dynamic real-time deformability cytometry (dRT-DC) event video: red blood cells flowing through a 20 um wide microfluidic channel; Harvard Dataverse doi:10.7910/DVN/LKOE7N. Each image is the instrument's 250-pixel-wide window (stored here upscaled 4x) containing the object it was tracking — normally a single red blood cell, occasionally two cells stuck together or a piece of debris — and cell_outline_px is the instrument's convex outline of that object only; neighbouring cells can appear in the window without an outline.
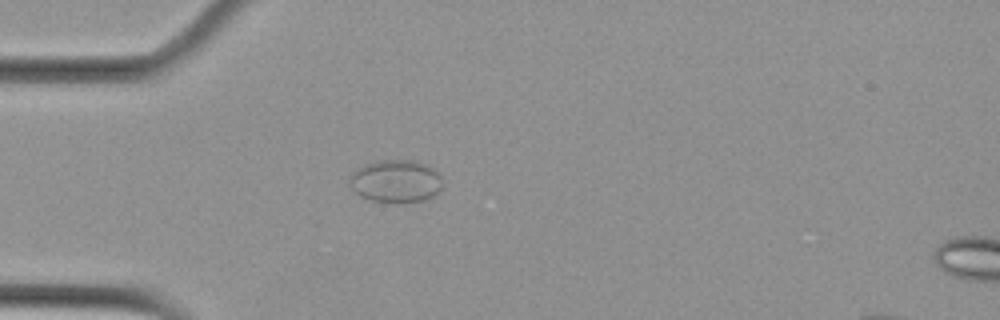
{"species": "Egyptian fruit bat (a non-hibernating species)", "species_latin": "Rousettus aegyptiacus", "temperature_condition": "cold", "stored_images_in_passage": 4, "camera_frame_rate_fps": 3000, "um_per_image_px": 0.085, "animal": {"sex": "female"}, "frame": {"image": 1, "passage_image": 3, "time_ms": 0.667, "image_size_px": [1000, 320], "cell_outline_px": [[440, 188], [432, 196], [424, 200], [368, 200], [360, 196], [348, 184], [348, 176], [356, 168], [364, 164], [380, 160], [416, 160], [428, 164], [440, 176]], "centroid_in_image_um": [33.57, 15.34], "position_along_channel_um": 51.4, "area_um2": 22.72}}